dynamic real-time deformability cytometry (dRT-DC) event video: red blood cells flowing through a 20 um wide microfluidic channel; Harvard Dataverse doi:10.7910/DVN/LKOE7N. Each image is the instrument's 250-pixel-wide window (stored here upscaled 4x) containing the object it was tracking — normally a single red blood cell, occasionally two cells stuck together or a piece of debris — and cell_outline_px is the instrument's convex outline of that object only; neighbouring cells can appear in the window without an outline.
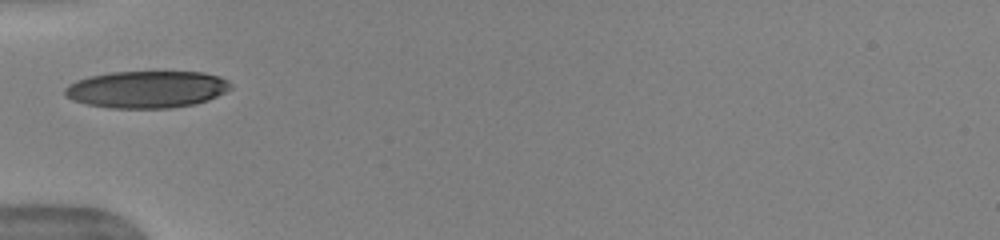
{"species": "human", "species_latin": "Homo sapiens", "temperature_condition": "warm", "stored_images_in_passage": 9, "camera_frame_rate_fps": 3000, "um_per_image_px": 0.085, "donor": {"sex": "female"}, "frame": {"image": 1, "passage_image": 1, "time_ms": 0.0, "image_size_px": [1000, 240], "cell_outline_px": [[232, 88], [208, 100], [196, 104], [172, 108], [108, 108], [88, 104], [72, 100], [64, 96], [64, 88], [68, 84], [76, 80], [88, 76], [112, 72], [204, 72], [220, 76], [228, 80], [232, 84]], "centroid_in_image_um": [12.47, 7.59], "position_along_channel_um": 72.5, "area_um2": 36.13}}
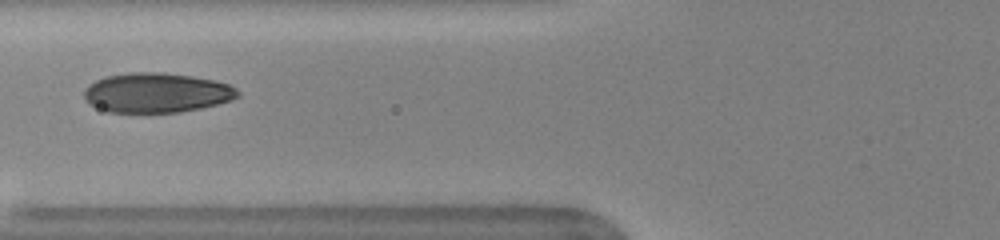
{"frame": {"image": 2, "passage_image": 3, "time_ms": 0.667, "image_size_px": [1000, 240], "cell_outline_px": [[240, 96], [232, 100], [200, 108], [180, 112], [108, 112], [88, 104], [84, 100], [84, 88], [96, 80], [108, 76], [132, 72], [160, 72], [192, 76], [212, 80], [228, 84], [236, 88], [240, 92]], "centroid_in_image_um": [13.3, 7.88], "position_along_channel_um": 112.5, "area_um2": 35.55}}